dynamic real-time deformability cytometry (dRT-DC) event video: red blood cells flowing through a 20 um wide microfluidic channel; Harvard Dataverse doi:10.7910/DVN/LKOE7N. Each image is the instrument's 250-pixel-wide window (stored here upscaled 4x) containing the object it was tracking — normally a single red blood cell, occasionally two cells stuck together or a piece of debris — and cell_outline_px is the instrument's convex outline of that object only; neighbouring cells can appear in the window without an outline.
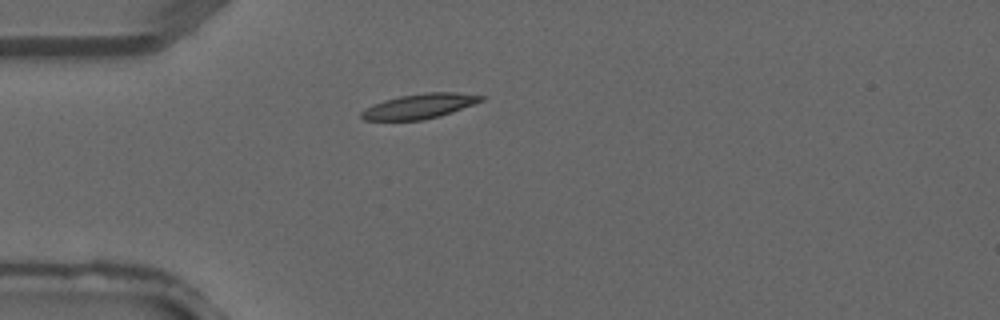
{"species": "common noctule bat (a hibernating species)", "species_latin": "Nyctalus noctula", "temperature_condition": "warm", "stored_images_in_passage": 2, "camera_frame_rate_fps": 3000, "um_per_image_px": 0.085, "animal": {"sex": "male", "forearm_length_mm": 52.5}, "frame": {"image": 1, "passage_image": 2, "time_ms": 0.333, "image_size_px": [1000, 320], "cell_outline_px": [[484, 100], [452, 112], [440, 116], [420, 120], [364, 120], [360, 116], [360, 112], [364, 108], [372, 104], [384, 100], [400, 96], [424, 92], [456, 92], [484, 96]], "centroid_in_image_um": [35.62, 9.02], "position_along_channel_um": 49.4, "area_um2": 17.34}}